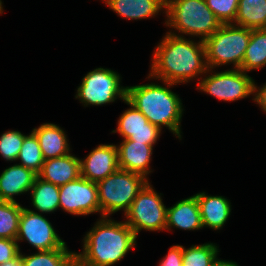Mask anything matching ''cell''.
I'll use <instances>...</instances> for the list:
<instances>
[{
    "mask_svg": "<svg viewBox=\"0 0 266 266\" xmlns=\"http://www.w3.org/2000/svg\"><path fill=\"white\" fill-rule=\"evenodd\" d=\"M148 79L186 84L199 80L208 66L204 41L166 32L152 55ZM200 76V77H199Z\"/></svg>",
    "mask_w": 266,
    "mask_h": 266,
    "instance_id": "obj_1",
    "label": "cell"
},
{
    "mask_svg": "<svg viewBox=\"0 0 266 266\" xmlns=\"http://www.w3.org/2000/svg\"><path fill=\"white\" fill-rule=\"evenodd\" d=\"M85 234L83 251L75 252V256L87 266H112L137 245L134 231L111 217H100Z\"/></svg>",
    "mask_w": 266,
    "mask_h": 266,
    "instance_id": "obj_2",
    "label": "cell"
},
{
    "mask_svg": "<svg viewBox=\"0 0 266 266\" xmlns=\"http://www.w3.org/2000/svg\"><path fill=\"white\" fill-rule=\"evenodd\" d=\"M160 82L163 84L151 82L126 86V99L143 113L151 124L161 130L164 126L181 140V121L185 110L179 94L170 89L177 84Z\"/></svg>",
    "mask_w": 266,
    "mask_h": 266,
    "instance_id": "obj_3",
    "label": "cell"
},
{
    "mask_svg": "<svg viewBox=\"0 0 266 266\" xmlns=\"http://www.w3.org/2000/svg\"><path fill=\"white\" fill-rule=\"evenodd\" d=\"M165 17V26L171 28L169 33L196 36L202 41L222 25L205 0H166Z\"/></svg>",
    "mask_w": 266,
    "mask_h": 266,
    "instance_id": "obj_4",
    "label": "cell"
},
{
    "mask_svg": "<svg viewBox=\"0 0 266 266\" xmlns=\"http://www.w3.org/2000/svg\"><path fill=\"white\" fill-rule=\"evenodd\" d=\"M148 182L144 176L122 169L98 181L96 185L101 217H110L118 211L125 214Z\"/></svg>",
    "mask_w": 266,
    "mask_h": 266,
    "instance_id": "obj_5",
    "label": "cell"
},
{
    "mask_svg": "<svg viewBox=\"0 0 266 266\" xmlns=\"http://www.w3.org/2000/svg\"><path fill=\"white\" fill-rule=\"evenodd\" d=\"M251 31L234 24H222L204 41L208 68L233 64L234 69H240Z\"/></svg>",
    "mask_w": 266,
    "mask_h": 266,
    "instance_id": "obj_6",
    "label": "cell"
},
{
    "mask_svg": "<svg viewBox=\"0 0 266 266\" xmlns=\"http://www.w3.org/2000/svg\"><path fill=\"white\" fill-rule=\"evenodd\" d=\"M120 74L109 68H96L82 78L75 99L84 107L103 106L120 99L126 100L127 87L121 86Z\"/></svg>",
    "mask_w": 266,
    "mask_h": 266,
    "instance_id": "obj_7",
    "label": "cell"
},
{
    "mask_svg": "<svg viewBox=\"0 0 266 266\" xmlns=\"http://www.w3.org/2000/svg\"><path fill=\"white\" fill-rule=\"evenodd\" d=\"M149 181L135 197L128 211L124 214V221L136 237L140 231H164L166 229L167 208Z\"/></svg>",
    "mask_w": 266,
    "mask_h": 266,
    "instance_id": "obj_8",
    "label": "cell"
},
{
    "mask_svg": "<svg viewBox=\"0 0 266 266\" xmlns=\"http://www.w3.org/2000/svg\"><path fill=\"white\" fill-rule=\"evenodd\" d=\"M213 70L208 68L198 81L197 90L228 102L253 96L254 79L244 71L234 68L221 72Z\"/></svg>",
    "mask_w": 266,
    "mask_h": 266,
    "instance_id": "obj_9",
    "label": "cell"
},
{
    "mask_svg": "<svg viewBox=\"0 0 266 266\" xmlns=\"http://www.w3.org/2000/svg\"><path fill=\"white\" fill-rule=\"evenodd\" d=\"M19 251V242L26 241L37 251L68 249L66 242L56 233L51 222L41 213L22 208L19 230L16 237Z\"/></svg>",
    "mask_w": 266,
    "mask_h": 266,
    "instance_id": "obj_10",
    "label": "cell"
},
{
    "mask_svg": "<svg viewBox=\"0 0 266 266\" xmlns=\"http://www.w3.org/2000/svg\"><path fill=\"white\" fill-rule=\"evenodd\" d=\"M59 208L75 216L100 214L96 182L80 176L59 187Z\"/></svg>",
    "mask_w": 266,
    "mask_h": 266,
    "instance_id": "obj_11",
    "label": "cell"
},
{
    "mask_svg": "<svg viewBox=\"0 0 266 266\" xmlns=\"http://www.w3.org/2000/svg\"><path fill=\"white\" fill-rule=\"evenodd\" d=\"M130 108L123 111L118 118L117 128L112 133H119L124 139L149 144L154 147L161 136V129L151 124L127 99L124 101Z\"/></svg>",
    "mask_w": 266,
    "mask_h": 266,
    "instance_id": "obj_12",
    "label": "cell"
},
{
    "mask_svg": "<svg viewBox=\"0 0 266 266\" xmlns=\"http://www.w3.org/2000/svg\"><path fill=\"white\" fill-rule=\"evenodd\" d=\"M81 176L98 182L119 169L118 149L115 144H99L84 158L80 159Z\"/></svg>",
    "mask_w": 266,
    "mask_h": 266,
    "instance_id": "obj_13",
    "label": "cell"
},
{
    "mask_svg": "<svg viewBox=\"0 0 266 266\" xmlns=\"http://www.w3.org/2000/svg\"><path fill=\"white\" fill-rule=\"evenodd\" d=\"M116 146L118 149L119 169L140 174L149 180L148 175L153 172L150 167L153 146L129 139H124Z\"/></svg>",
    "mask_w": 266,
    "mask_h": 266,
    "instance_id": "obj_14",
    "label": "cell"
},
{
    "mask_svg": "<svg viewBox=\"0 0 266 266\" xmlns=\"http://www.w3.org/2000/svg\"><path fill=\"white\" fill-rule=\"evenodd\" d=\"M37 176L20 164L6 167L0 174V201L17 202L14 196L29 192Z\"/></svg>",
    "mask_w": 266,
    "mask_h": 266,
    "instance_id": "obj_15",
    "label": "cell"
},
{
    "mask_svg": "<svg viewBox=\"0 0 266 266\" xmlns=\"http://www.w3.org/2000/svg\"><path fill=\"white\" fill-rule=\"evenodd\" d=\"M37 175L42 180L60 187L81 176L80 158L69 153L66 156L45 160Z\"/></svg>",
    "mask_w": 266,
    "mask_h": 266,
    "instance_id": "obj_16",
    "label": "cell"
},
{
    "mask_svg": "<svg viewBox=\"0 0 266 266\" xmlns=\"http://www.w3.org/2000/svg\"><path fill=\"white\" fill-rule=\"evenodd\" d=\"M206 192H199L196 199L199 205L203 228L209 227L213 230H220L228 221L232 205L225 196L207 195Z\"/></svg>",
    "mask_w": 266,
    "mask_h": 266,
    "instance_id": "obj_17",
    "label": "cell"
},
{
    "mask_svg": "<svg viewBox=\"0 0 266 266\" xmlns=\"http://www.w3.org/2000/svg\"><path fill=\"white\" fill-rule=\"evenodd\" d=\"M172 227L184 231H198L203 228L200 209L195 194L167 208L165 230L171 231L173 230L171 229Z\"/></svg>",
    "mask_w": 266,
    "mask_h": 266,
    "instance_id": "obj_18",
    "label": "cell"
},
{
    "mask_svg": "<svg viewBox=\"0 0 266 266\" xmlns=\"http://www.w3.org/2000/svg\"><path fill=\"white\" fill-rule=\"evenodd\" d=\"M110 10L126 20L154 18L165 13L166 0H102Z\"/></svg>",
    "mask_w": 266,
    "mask_h": 266,
    "instance_id": "obj_19",
    "label": "cell"
},
{
    "mask_svg": "<svg viewBox=\"0 0 266 266\" xmlns=\"http://www.w3.org/2000/svg\"><path fill=\"white\" fill-rule=\"evenodd\" d=\"M45 160L66 156L71 152L67 134L63 128L54 123H43L33 128Z\"/></svg>",
    "mask_w": 266,
    "mask_h": 266,
    "instance_id": "obj_20",
    "label": "cell"
},
{
    "mask_svg": "<svg viewBox=\"0 0 266 266\" xmlns=\"http://www.w3.org/2000/svg\"><path fill=\"white\" fill-rule=\"evenodd\" d=\"M31 205L41 214L54 213L59 209V186L39 178L30 189Z\"/></svg>",
    "mask_w": 266,
    "mask_h": 266,
    "instance_id": "obj_21",
    "label": "cell"
},
{
    "mask_svg": "<svg viewBox=\"0 0 266 266\" xmlns=\"http://www.w3.org/2000/svg\"><path fill=\"white\" fill-rule=\"evenodd\" d=\"M234 25L249 28H266V0H239Z\"/></svg>",
    "mask_w": 266,
    "mask_h": 266,
    "instance_id": "obj_22",
    "label": "cell"
},
{
    "mask_svg": "<svg viewBox=\"0 0 266 266\" xmlns=\"http://www.w3.org/2000/svg\"><path fill=\"white\" fill-rule=\"evenodd\" d=\"M266 66V28L252 29L240 70L245 73Z\"/></svg>",
    "mask_w": 266,
    "mask_h": 266,
    "instance_id": "obj_23",
    "label": "cell"
},
{
    "mask_svg": "<svg viewBox=\"0 0 266 266\" xmlns=\"http://www.w3.org/2000/svg\"><path fill=\"white\" fill-rule=\"evenodd\" d=\"M20 254L23 266H65L75 256L69 249L37 251L30 255L20 251Z\"/></svg>",
    "mask_w": 266,
    "mask_h": 266,
    "instance_id": "obj_24",
    "label": "cell"
},
{
    "mask_svg": "<svg viewBox=\"0 0 266 266\" xmlns=\"http://www.w3.org/2000/svg\"><path fill=\"white\" fill-rule=\"evenodd\" d=\"M22 208L18 202L0 201V238L16 239Z\"/></svg>",
    "mask_w": 266,
    "mask_h": 266,
    "instance_id": "obj_25",
    "label": "cell"
},
{
    "mask_svg": "<svg viewBox=\"0 0 266 266\" xmlns=\"http://www.w3.org/2000/svg\"><path fill=\"white\" fill-rule=\"evenodd\" d=\"M219 253L215 243H204L184 248L182 245V266H209Z\"/></svg>",
    "mask_w": 266,
    "mask_h": 266,
    "instance_id": "obj_26",
    "label": "cell"
},
{
    "mask_svg": "<svg viewBox=\"0 0 266 266\" xmlns=\"http://www.w3.org/2000/svg\"><path fill=\"white\" fill-rule=\"evenodd\" d=\"M17 161L20 162L18 164L33 170L37 174L41 171L45 159L39 141L32 131L24 137Z\"/></svg>",
    "mask_w": 266,
    "mask_h": 266,
    "instance_id": "obj_27",
    "label": "cell"
},
{
    "mask_svg": "<svg viewBox=\"0 0 266 266\" xmlns=\"http://www.w3.org/2000/svg\"><path fill=\"white\" fill-rule=\"evenodd\" d=\"M24 135L18 130H8L0 136V155L5 161H17Z\"/></svg>",
    "mask_w": 266,
    "mask_h": 266,
    "instance_id": "obj_28",
    "label": "cell"
},
{
    "mask_svg": "<svg viewBox=\"0 0 266 266\" xmlns=\"http://www.w3.org/2000/svg\"><path fill=\"white\" fill-rule=\"evenodd\" d=\"M221 24H233L238 11L239 0H205Z\"/></svg>",
    "mask_w": 266,
    "mask_h": 266,
    "instance_id": "obj_29",
    "label": "cell"
},
{
    "mask_svg": "<svg viewBox=\"0 0 266 266\" xmlns=\"http://www.w3.org/2000/svg\"><path fill=\"white\" fill-rule=\"evenodd\" d=\"M19 253L16 239L0 238V264L14 259Z\"/></svg>",
    "mask_w": 266,
    "mask_h": 266,
    "instance_id": "obj_30",
    "label": "cell"
},
{
    "mask_svg": "<svg viewBox=\"0 0 266 266\" xmlns=\"http://www.w3.org/2000/svg\"><path fill=\"white\" fill-rule=\"evenodd\" d=\"M159 266H182V245H173L168 254L159 262Z\"/></svg>",
    "mask_w": 266,
    "mask_h": 266,
    "instance_id": "obj_31",
    "label": "cell"
},
{
    "mask_svg": "<svg viewBox=\"0 0 266 266\" xmlns=\"http://www.w3.org/2000/svg\"><path fill=\"white\" fill-rule=\"evenodd\" d=\"M253 101L260 106L259 108L266 113V83L258 87L254 80Z\"/></svg>",
    "mask_w": 266,
    "mask_h": 266,
    "instance_id": "obj_32",
    "label": "cell"
},
{
    "mask_svg": "<svg viewBox=\"0 0 266 266\" xmlns=\"http://www.w3.org/2000/svg\"><path fill=\"white\" fill-rule=\"evenodd\" d=\"M209 266H240V265L231 260H223V259L221 260L218 258L217 255Z\"/></svg>",
    "mask_w": 266,
    "mask_h": 266,
    "instance_id": "obj_33",
    "label": "cell"
},
{
    "mask_svg": "<svg viewBox=\"0 0 266 266\" xmlns=\"http://www.w3.org/2000/svg\"><path fill=\"white\" fill-rule=\"evenodd\" d=\"M0 266H23L21 254L19 253L14 259L0 264Z\"/></svg>",
    "mask_w": 266,
    "mask_h": 266,
    "instance_id": "obj_34",
    "label": "cell"
},
{
    "mask_svg": "<svg viewBox=\"0 0 266 266\" xmlns=\"http://www.w3.org/2000/svg\"><path fill=\"white\" fill-rule=\"evenodd\" d=\"M65 266H87L74 256Z\"/></svg>",
    "mask_w": 266,
    "mask_h": 266,
    "instance_id": "obj_35",
    "label": "cell"
},
{
    "mask_svg": "<svg viewBox=\"0 0 266 266\" xmlns=\"http://www.w3.org/2000/svg\"><path fill=\"white\" fill-rule=\"evenodd\" d=\"M4 11L3 9V3H2V0H0V14H2Z\"/></svg>",
    "mask_w": 266,
    "mask_h": 266,
    "instance_id": "obj_36",
    "label": "cell"
}]
</instances>
